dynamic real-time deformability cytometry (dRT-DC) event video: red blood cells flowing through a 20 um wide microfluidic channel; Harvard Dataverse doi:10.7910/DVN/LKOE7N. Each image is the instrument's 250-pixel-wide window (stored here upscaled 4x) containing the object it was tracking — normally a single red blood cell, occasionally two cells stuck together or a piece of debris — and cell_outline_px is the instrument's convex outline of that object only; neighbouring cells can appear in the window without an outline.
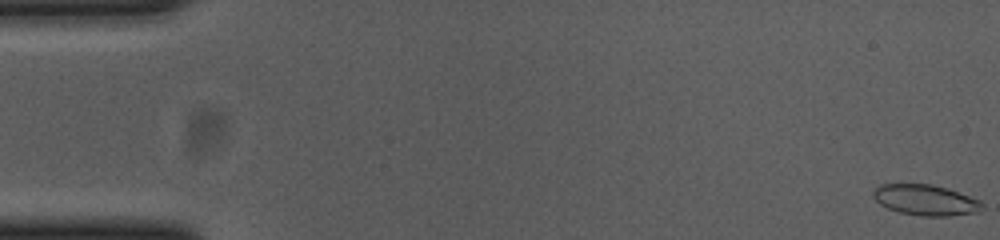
{"species": "common noctule bat (a hibernating species)", "species_latin": "Nyctalus noctula", "temperature_condition": "cold", "stored_images_in_passage": 56, "camera_frame_rate_fps": 3000, "um_per_image_px": 0.085, "animal": {"sex": "female", "body_mass_g": 23.0, "forearm_length_mm": 53.4}, "frame": {"image": 1, "passage_image": 1, "time_ms": 0.0, "image_size_px": [1000, 240], "cell_outline_px": [[984, 208], [976, 212], [948, 216], [920, 216], [900, 212], [888, 208], [880, 204], [872, 196], [872, 192], [880, 184], [932, 184], [980, 200], [984, 204]], "centroid_in_image_um": [78.65, 17.01], "position_along_channel_um": 6.3, "area_um2": 19.31}}
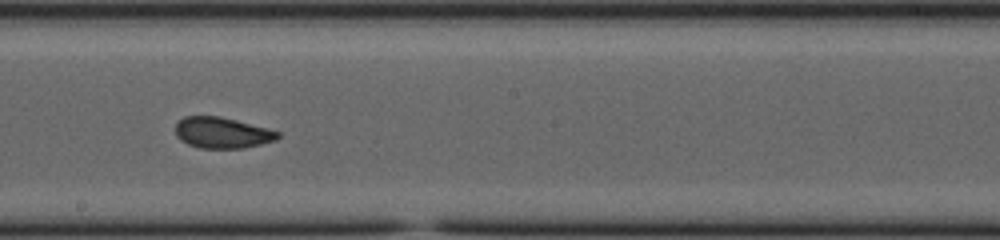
{"frame": {"image": 2, "passage_image": 31, "time_ms": 10.0, "image_size_px": [1000, 240], "cell_outline_px": [[280, 136], [276, 140], [244, 148], [200, 148], [188, 144], [180, 140], [176, 136], [176, 124], [184, 116], [220, 116], [268, 128], [280, 132]], "centroid_in_image_um": [18.89, 11.28], "position_along_channel_um": 229.3, "area_um2": 18.5}}
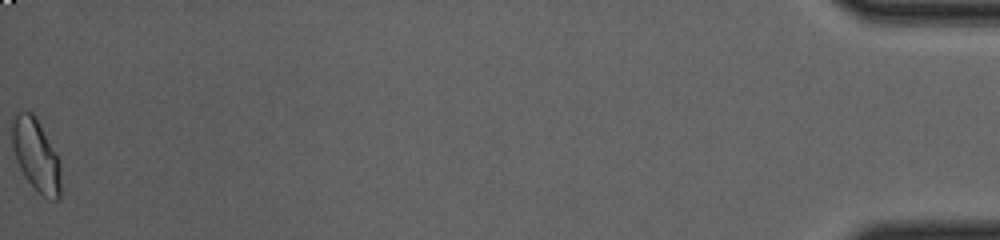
{"frame": {"image": 3, "passage_image": 56, "time_ms": 18.333, "image_size_px": [1000, 240], "cell_outline_px": [[60, 200], [52, 200], [44, 196], [24, 176], [16, 160], [12, 148], [12, 124], [16, 112], [32, 112], [36, 116], [56, 152], [60, 164]], "centroid_in_image_um": [3.07, 13.17], "position_along_channel_um": 432.1, "area_um2": 20.46}, "authors_computed_cell_mechanics": {"area_um2": 19.3052, "velocity_mm_per_s": 3.6873, "shape_relaxation_time_tau1_ms": 7.6116, "shape_relaxation_time_tau2_ms": 1.0444, "deformation_change_tau1": 0.1527, "deformation_change_tau2": 0.0493}}